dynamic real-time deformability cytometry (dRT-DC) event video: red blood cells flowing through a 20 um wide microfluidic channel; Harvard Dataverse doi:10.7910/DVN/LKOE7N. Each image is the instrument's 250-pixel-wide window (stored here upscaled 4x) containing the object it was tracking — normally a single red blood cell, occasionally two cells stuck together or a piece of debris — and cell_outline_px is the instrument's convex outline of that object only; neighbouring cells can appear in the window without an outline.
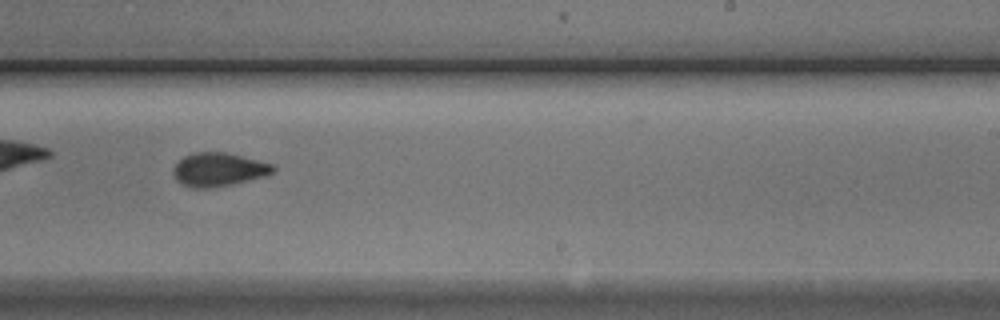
{"species": "Egyptian fruit bat (a non-hibernating species)", "species_latin": "Rousettus aegyptiacus", "temperature_condition": "cold", "stored_images_in_passage": 12, "camera_frame_rate_fps": 3000, "um_per_image_px": 0.085, "animal": {"sex": "male"}, "frame": {"image": 1, "passage_image": 7, "time_ms": 7.0, "image_size_px": [1000, 320], "cell_outline_px": [[276, 172], [268, 176], [232, 184], [212, 188], [188, 188], [180, 184], [176, 180], [172, 172], [172, 168], [184, 156], [192, 152], [224, 152], [272, 164], [276, 168]], "centroid_in_image_um": [18.56, 14.43], "position_along_channel_um": 270.4, "area_um2": 19.77}}
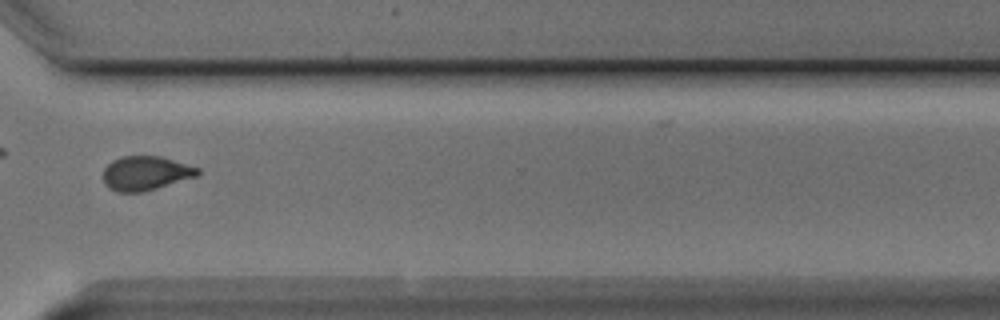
{"frame": {"image": 2, "passage_image": 9, "time_ms": 9.333, "image_size_px": [1000, 320], "cell_outline_px": [[200, 172], [196, 176], [144, 192], [116, 192], [108, 188], [104, 184], [104, 168], [112, 160], [120, 156], [160, 156], [200, 168]], "centroid_in_image_um": [12.35, 14.72], "position_along_channel_um": 358.3, "area_um2": 18.84}}
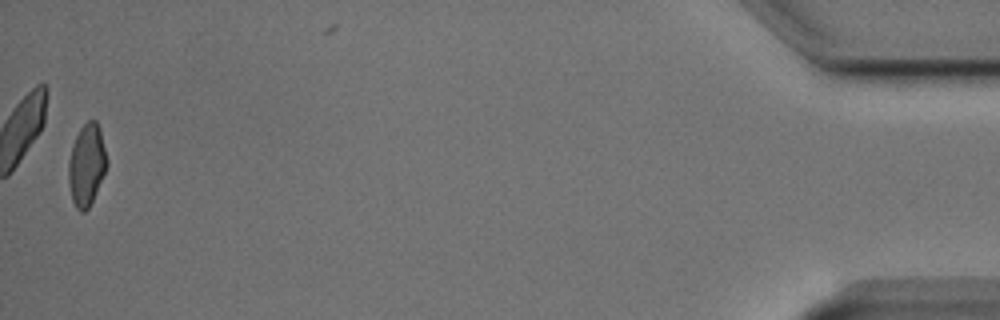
{"frame": {"image": 3, "passage_image": 12, "time_ms": 13.667, "image_size_px": [1000, 320], "cell_outline_px": [[108, 164], [96, 192], [88, 208], [84, 212], [80, 212], [76, 208], [72, 200], [68, 180], [68, 160], [76, 136], [80, 128], [88, 120], [96, 120], [100, 128], [108, 160]], "centroid_in_image_um": [7.37, 14.01], "position_along_channel_um": 427.8, "area_um2": 18.26}}